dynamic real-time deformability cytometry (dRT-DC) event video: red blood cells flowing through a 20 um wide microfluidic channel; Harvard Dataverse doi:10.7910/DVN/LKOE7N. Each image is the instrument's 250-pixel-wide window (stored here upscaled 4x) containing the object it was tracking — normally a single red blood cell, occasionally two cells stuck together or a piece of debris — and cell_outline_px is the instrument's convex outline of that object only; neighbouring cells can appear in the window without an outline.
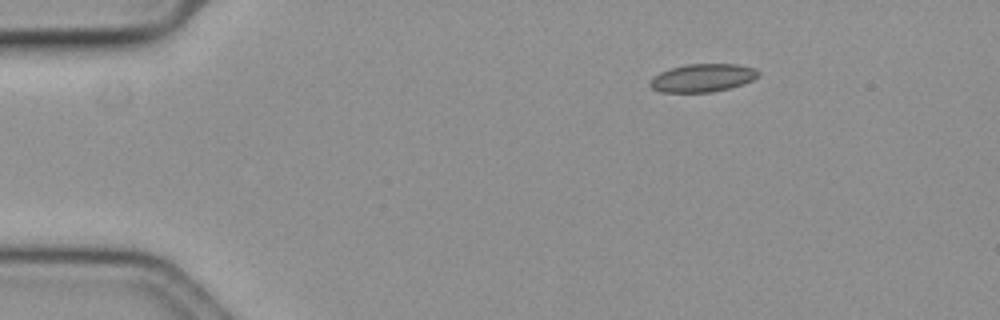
{"species": "common noctule bat (a hibernating species)", "species_latin": "Nyctalus noctula", "temperature_condition": "cold", "stored_images_in_passage": 49, "camera_frame_rate_fps": 3000, "um_per_image_px": 0.085, "animal": {"sex": "female", "body_mass_g": 19.3, "forearm_length_mm": 54.1}, "frame": {"image": 1, "passage_image": 1, "time_ms": 0.0, "image_size_px": [1000, 320], "cell_outline_px": [[760, 76], [744, 84], [712, 92], [660, 92], [652, 88], [648, 84], [652, 76], [660, 72], [684, 64], [736, 64], [756, 68], [760, 72]], "centroid_in_image_um": [59.72, 6.61], "position_along_channel_um": 25.3, "area_um2": 17.86}}
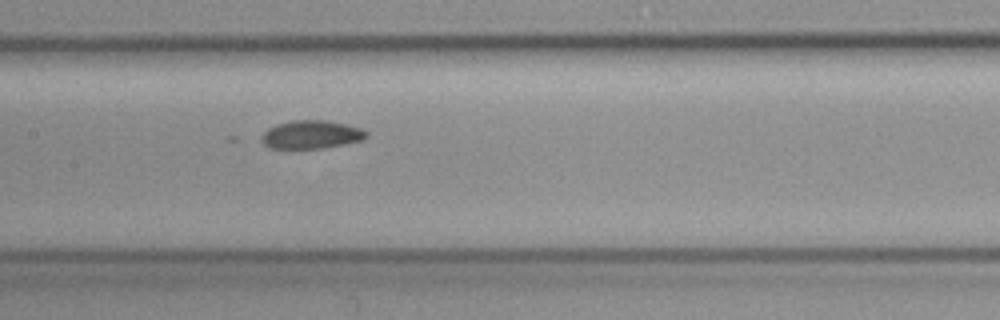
{"frame": {"image": 2, "passage_image": 20, "time_ms": 6.333, "image_size_px": [1000, 320], "cell_outline_px": [[368, 136], [364, 140], [344, 144], [320, 148], [268, 148], [260, 140], [260, 136], [268, 128], [276, 124], [292, 120], [324, 120], [344, 124], [360, 128], [368, 132]], "centroid_in_image_um": [26.43, 11.44], "position_along_channel_um": 181.0, "area_um2": 17.28}}
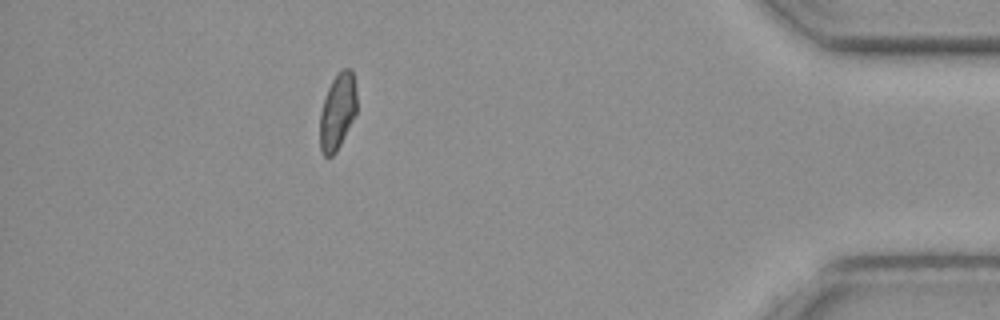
{"frame": {"image": 3, "passage_image": 43, "time_ms": 14.0, "image_size_px": [1000, 320], "cell_outline_px": [[356, 112], [336, 152], [332, 156], [324, 156], [320, 148], [320, 112], [328, 88], [332, 80], [340, 68], [352, 68], [356, 92]], "centroid_in_image_um": [28.68, 9.44], "position_along_channel_um": 406.5, "area_um2": 16.24}}